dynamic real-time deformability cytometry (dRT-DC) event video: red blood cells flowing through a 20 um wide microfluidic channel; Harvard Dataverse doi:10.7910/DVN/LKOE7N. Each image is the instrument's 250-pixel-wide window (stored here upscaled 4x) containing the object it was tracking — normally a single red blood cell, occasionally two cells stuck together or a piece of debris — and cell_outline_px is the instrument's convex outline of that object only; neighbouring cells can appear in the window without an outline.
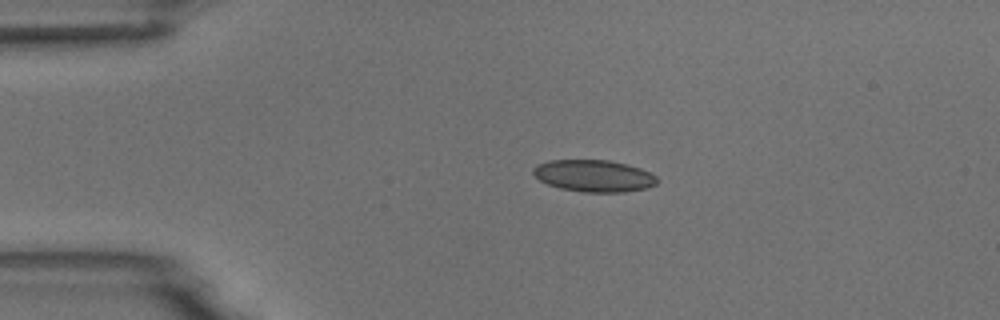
{"species": "common noctule bat (a hibernating species)", "species_latin": "Nyctalus noctula", "temperature_condition": "room temperature", "stored_images_in_passage": 2, "camera_frame_rate_fps": 3000, "um_per_image_px": 0.085, "animal": {"sex": "male", "body_mass_g": 18.8}, "frame": {"image": 1, "passage_image": 2, "time_ms": 1.333, "image_size_px": [1000, 320], "cell_outline_px": [[656, 184], [648, 188], [624, 192], [584, 192], [560, 188], [548, 184], [540, 180], [532, 172], [532, 168], [536, 164], [548, 160], [608, 160], [628, 164], [640, 168], [656, 176]], "centroid_in_image_um": [50.46, 14.94], "position_along_channel_um": 34.5, "area_um2": 23.06}}